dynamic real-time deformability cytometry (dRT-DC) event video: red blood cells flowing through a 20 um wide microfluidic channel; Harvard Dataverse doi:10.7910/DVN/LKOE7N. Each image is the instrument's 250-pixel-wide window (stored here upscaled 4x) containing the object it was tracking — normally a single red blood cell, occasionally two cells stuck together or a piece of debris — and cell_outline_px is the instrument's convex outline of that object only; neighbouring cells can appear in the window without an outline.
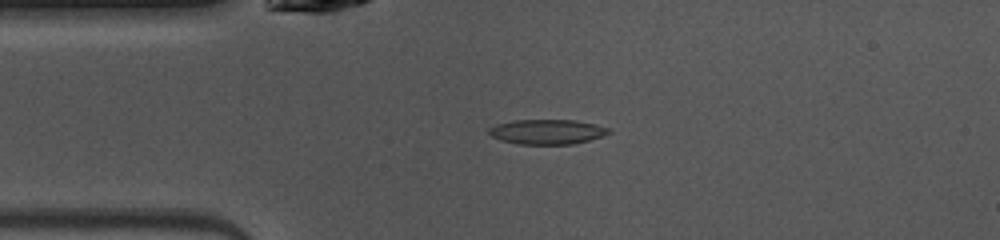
{"species": "common noctule bat (a hibernating species)", "species_latin": "Nyctalus noctula", "temperature_condition": "warm", "stored_images_in_passage": 47, "camera_frame_rate_fps": 3000, "um_per_image_px": 0.085, "animal": {"sex": "female", "body_mass_g": 10.0, "forearm_length_mm": 53.1}, "frame": {"image": 1, "passage_image": 10, "time_ms": 3.0, "image_size_px": [1000, 240], "cell_outline_px": [[612, 132], [604, 136], [572, 144], [520, 144], [500, 140], [492, 136], [488, 132], [488, 128], [496, 124], [516, 120], [576, 120], [596, 124], [612, 128]], "centroid_in_image_um": [46.55, 11.19], "position_along_channel_um": 38.4, "area_um2": 17.46}}
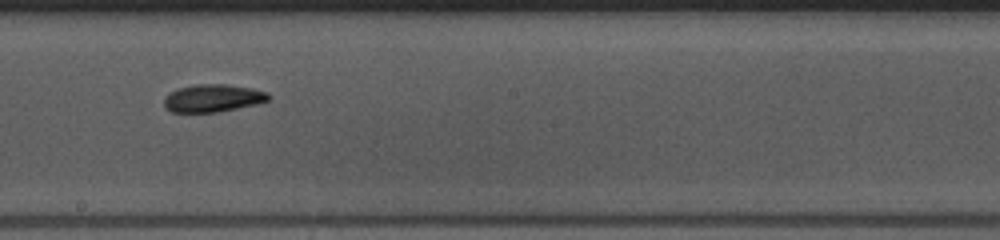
{"frame": {"image": 2, "passage_image": 25, "time_ms": 8.0, "image_size_px": [1000, 240], "cell_outline_px": [[272, 96], [268, 100], [256, 104], [220, 112], [172, 112], [164, 108], [164, 96], [168, 92], [176, 88], [196, 84], [224, 84], [252, 88], [268, 92]], "centroid_in_image_um": [18.06, 8.34], "position_along_channel_um": 230.1, "area_um2": 17.11}}
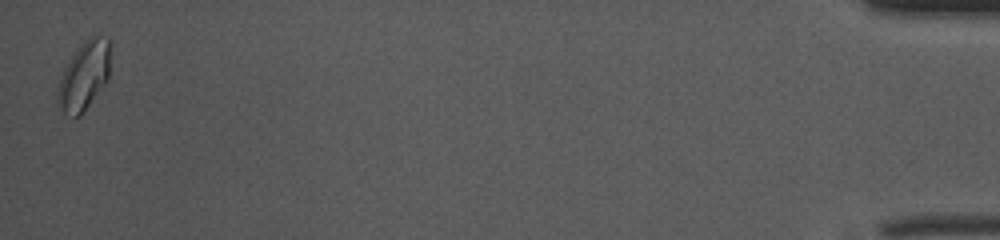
{"frame": {"image": 3, "passage_image": 47, "time_ms": 15.333, "image_size_px": [1000, 240], "cell_outline_px": [[112, 44], [108, 80], [80, 116], [76, 116], [64, 112], [56, 104], [56, 92], [60, 76], [64, 68], [80, 44], [92, 36], [108, 36]], "centroid_in_image_um": [7.17, 6.4], "position_along_channel_um": 428.0, "area_um2": 21.33}, "authors_computed_cell_mechanics": {"area_um2": 17.1088, "velocity_mm_per_s": 4.0889, "shape_relaxation_time_tau1_ms": 4.5286, "shape_relaxation_time_tau2_ms": null, "deformation_change_tau1": 0.1265, "deformation_change_tau2": null}}